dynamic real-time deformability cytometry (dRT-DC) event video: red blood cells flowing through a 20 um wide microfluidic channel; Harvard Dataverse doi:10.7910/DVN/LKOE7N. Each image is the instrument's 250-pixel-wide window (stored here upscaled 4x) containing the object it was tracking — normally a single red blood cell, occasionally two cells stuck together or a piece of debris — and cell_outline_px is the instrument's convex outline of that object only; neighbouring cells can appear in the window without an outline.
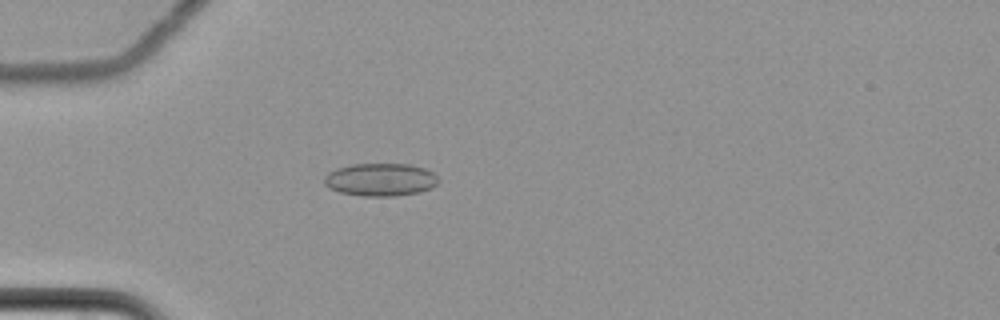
{"species": "common noctule bat (a hibernating species)", "species_latin": "Nyctalus noctula", "temperature_condition": "cold", "stored_images_in_passage": 62, "camera_frame_rate_fps": 3000, "um_per_image_px": 0.085, "animal": {"sex": "female", "body_mass_g": 22.7, "forearm_length_mm": 54.2}, "frame": {"image": 1, "passage_image": 20, "time_ms": 6.333, "image_size_px": [1000, 320], "cell_outline_px": [[440, 180], [432, 188], [420, 192], [396, 196], [364, 196], [340, 192], [328, 188], [324, 184], [324, 176], [328, 172], [336, 168], [352, 164], [408, 164], [424, 168], [432, 172]], "centroid_in_image_um": [32.33, 15.27], "position_along_channel_um": 52.7, "area_um2": 21.96}}
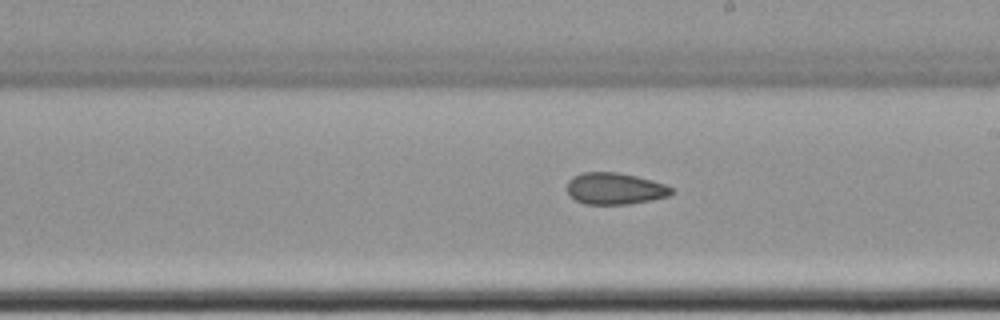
{"frame": {"image": 2, "passage_image": 37, "time_ms": 12.0, "image_size_px": [1000, 320], "cell_outline_px": [[676, 192], [668, 196], [652, 200], [628, 204], [584, 204], [576, 200], [568, 192], [568, 180], [572, 176], [584, 172], [616, 172], [636, 176], [652, 180], [664, 184], [672, 188]], "centroid_in_image_um": [52.29, 16.03], "position_along_channel_um": 236.7, "area_um2": 19.25}}
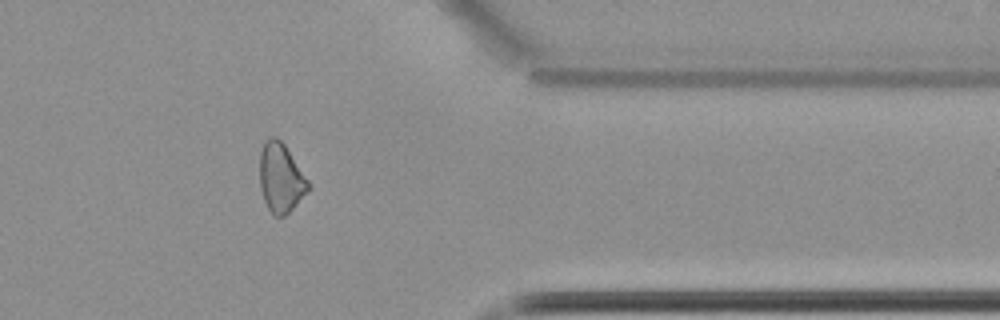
{"frame": {"image": 3, "passage_image": 51, "time_ms": 16.667, "image_size_px": [1000, 320], "cell_outline_px": [[312, 188], [284, 216], [272, 216], [264, 200], [260, 188], [260, 152], [264, 140], [272, 136], [276, 136], [284, 144], [308, 180]], "centroid_in_image_um": [23.86, 15.12], "position_along_channel_um": 387.5, "area_um2": 19.59}, "authors_computed_cell_mechanics": {"area_um2": 20.519, "velocity_mm_per_s": 3.51, "shape_relaxation_time_tau1_ms": null, "shape_relaxation_time_tau2_ms": 4.2071, "deformation_change_tau1": null, "deformation_change_tau2": 0.0899}}